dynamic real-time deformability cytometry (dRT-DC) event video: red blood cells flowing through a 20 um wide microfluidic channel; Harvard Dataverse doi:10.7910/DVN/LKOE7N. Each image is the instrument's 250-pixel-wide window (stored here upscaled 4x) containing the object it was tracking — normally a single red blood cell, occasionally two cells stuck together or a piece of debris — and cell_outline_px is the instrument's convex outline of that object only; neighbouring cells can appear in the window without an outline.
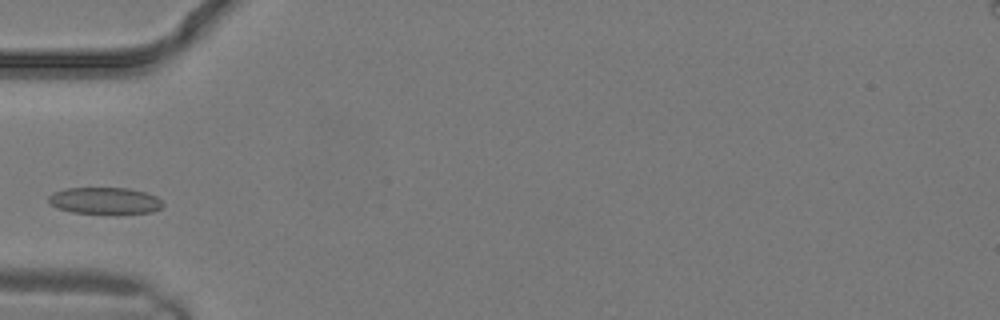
{"species": "common noctule bat (a hibernating species)", "species_latin": "Nyctalus noctula", "temperature_condition": "warm", "stored_images_in_passage": 14, "camera_frame_rate_fps": 3000, "um_per_image_px": 0.085, "animal": {"sex": "male", "body_mass_g": 19.2, "forearm_length_mm": 51.8}, "frame": {"image": 1, "passage_image": 5, "time_ms": 1.333, "image_size_px": [1000, 320], "cell_outline_px": [[164, 204], [160, 208], [152, 212], [112, 216], [72, 212], [56, 208], [48, 200], [48, 196], [52, 192], [64, 188], [128, 188], [144, 192], [156, 196]], "centroid_in_image_um": [8.9, 17.1], "position_along_channel_um": 76.1, "area_um2": 18.5}}
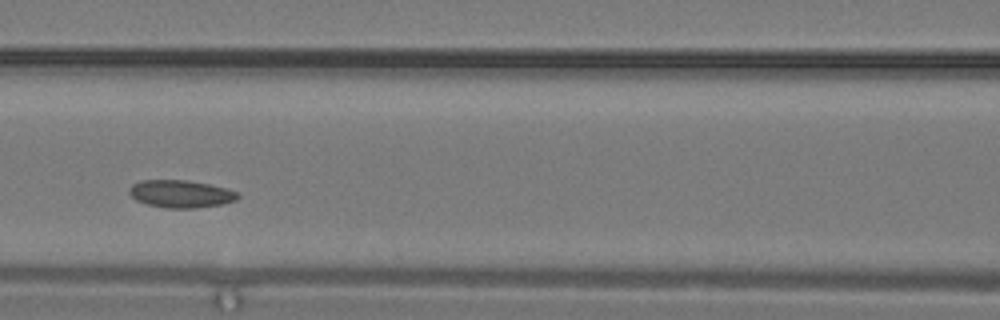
{"frame": {"image": 2, "passage_image": 8, "time_ms": 2.333, "image_size_px": [1000, 320], "cell_outline_px": [[240, 196], [236, 200], [220, 204], [196, 208], [164, 208], [148, 204], [136, 200], [128, 192], [128, 188], [132, 184], [140, 180], [188, 180], [208, 184], [224, 188], [236, 192]], "centroid_in_image_um": [15.32, 16.47], "position_along_channel_um": 151.3, "area_um2": 17.34}}
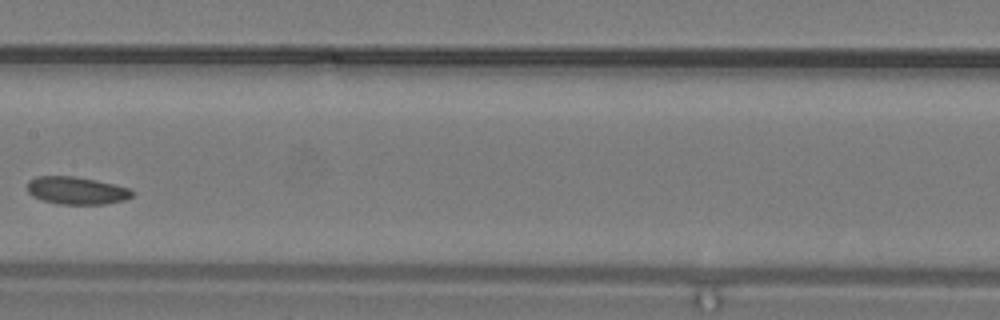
{"frame": {"image": 3, "passage_image": 10, "time_ms": 3.0, "image_size_px": [1000, 320], "cell_outline_px": [[136, 192], [132, 196], [124, 200], [104, 204], [56, 204], [40, 200], [32, 196], [28, 192], [28, 180], [36, 176], [72, 176], [96, 180], [128, 188]], "centroid_in_image_um": [6.47, 16.2], "position_along_channel_um": 200.9, "area_um2": 16.94}}